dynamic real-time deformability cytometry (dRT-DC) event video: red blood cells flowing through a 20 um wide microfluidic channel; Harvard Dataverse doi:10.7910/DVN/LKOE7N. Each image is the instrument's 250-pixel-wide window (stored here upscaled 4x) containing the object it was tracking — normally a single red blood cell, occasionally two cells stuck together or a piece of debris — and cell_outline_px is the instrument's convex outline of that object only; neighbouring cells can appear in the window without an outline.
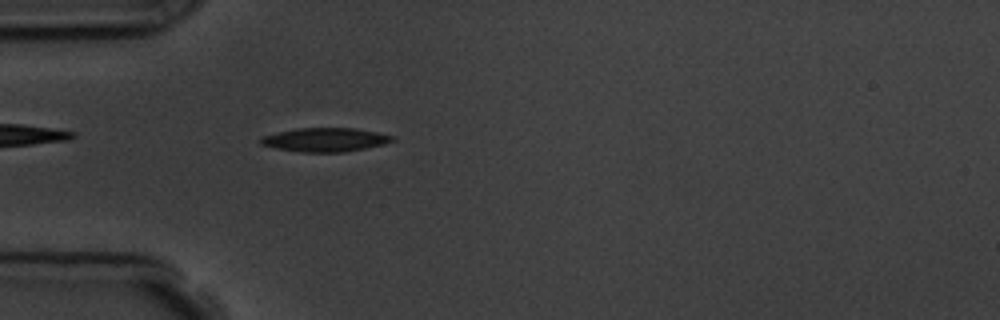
{"species": "common noctule bat (a hibernating species)", "species_latin": "Nyctalus noctula", "temperature_condition": "room temperature", "stored_images_in_passage": 5, "camera_frame_rate_fps": 3000, "um_per_image_px": 0.085, "animal": {"sex": "male", "body_mass_g": 19.5, "forearm_length_mm": 54.6}, "frame": {"image": 1, "passage_image": 5, "time_ms": 4.333, "image_size_px": [1000, 320], "cell_outline_px": [[396, 140], [384, 144], [344, 152], [304, 152], [276, 148], [260, 144], [260, 136], [296, 128], [356, 128], [396, 136]], "centroid_in_image_um": [27.65, 11.87], "position_along_channel_um": 57.3, "area_um2": 18.26}}